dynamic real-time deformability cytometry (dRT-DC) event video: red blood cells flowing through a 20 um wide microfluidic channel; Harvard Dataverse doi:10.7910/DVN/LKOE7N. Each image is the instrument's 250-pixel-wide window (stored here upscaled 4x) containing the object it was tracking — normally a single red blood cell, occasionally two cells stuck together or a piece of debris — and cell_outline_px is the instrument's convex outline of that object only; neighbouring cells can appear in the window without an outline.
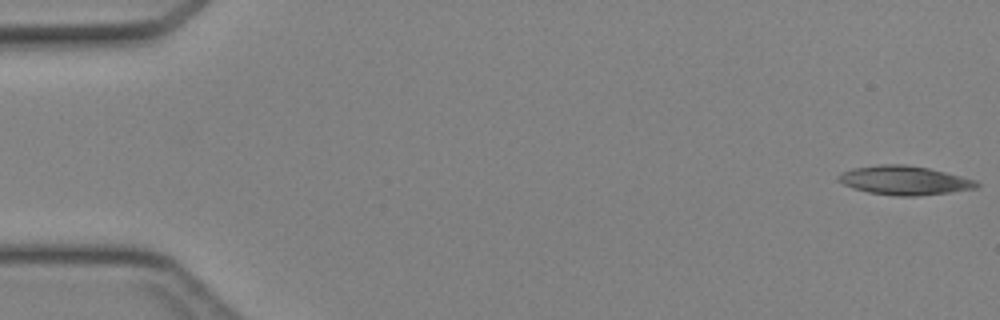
{"species": "Egyptian fruit bat (a non-hibernating species)", "species_latin": "Rousettus aegyptiacus", "temperature_condition": "cold", "stored_images_in_passage": 45, "camera_frame_rate_fps": 3000, "um_per_image_px": 0.085, "animal": {"sex": "female"}, "frame": {"image": 1, "passage_image": 1, "time_ms": 0.0, "image_size_px": [1000, 320], "cell_outline_px": [[980, 184], [976, 188], [948, 192], [916, 196], [896, 196], [868, 192], [852, 188], [844, 184], [840, 180], [840, 172], [852, 168], [880, 164], [904, 164], [928, 168], [976, 180]], "centroid_in_image_um": [76.86, 15.33], "position_along_channel_um": 8.1, "area_um2": 23.06}}
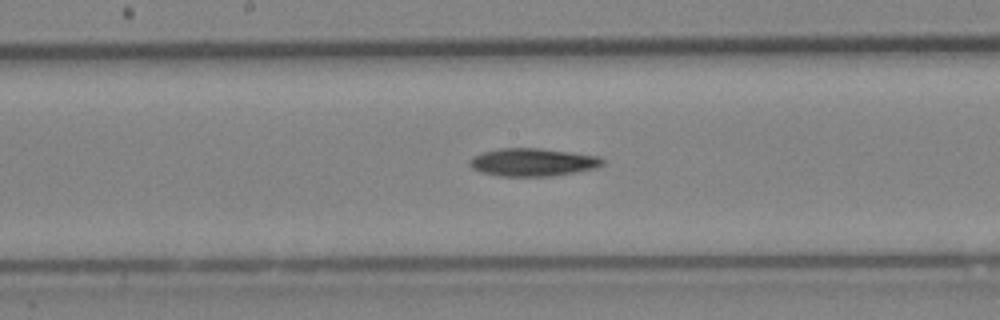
{"frame": {"image": 2, "passage_image": 24, "time_ms": 7.667, "image_size_px": [1000, 320], "cell_outline_px": [[604, 164], [596, 168], [548, 176], [500, 176], [480, 172], [472, 168], [468, 164], [468, 160], [472, 156], [484, 152], [500, 148], [540, 148], [572, 152], [600, 156], [604, 160]], "centroid_in_image_um": [45.26, 13.78], "position_along_channel_um": 202.9, "area_um2": 21.62}}
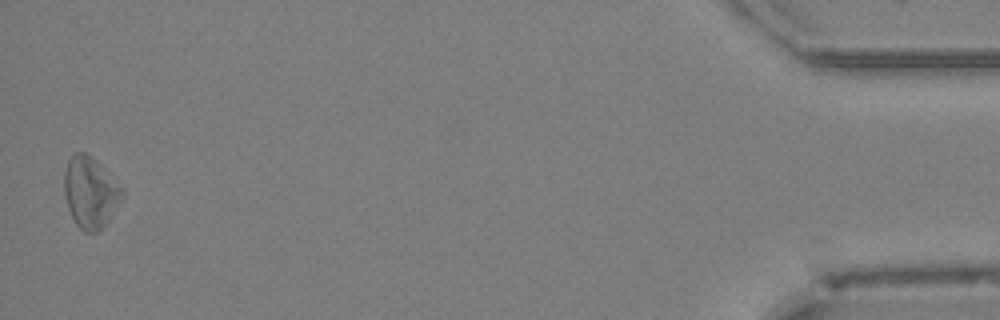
{"frame": {"image": 3, "passage_image": 45, "time_ms": 14.667, "image_size_px": [1000, 320], "cell_outline_px": [[124, 196], [108, 220], [96, 232], [84, 232], [76, 224], [68, 208], [64, 196], [64, 172], [68, 160], [72, 152], [84, 152], [124, 192]], "centroid_in_image_um": [7.61, 16.39], "position_along_channel_um": 427.6, "area_um2": 23.06}}